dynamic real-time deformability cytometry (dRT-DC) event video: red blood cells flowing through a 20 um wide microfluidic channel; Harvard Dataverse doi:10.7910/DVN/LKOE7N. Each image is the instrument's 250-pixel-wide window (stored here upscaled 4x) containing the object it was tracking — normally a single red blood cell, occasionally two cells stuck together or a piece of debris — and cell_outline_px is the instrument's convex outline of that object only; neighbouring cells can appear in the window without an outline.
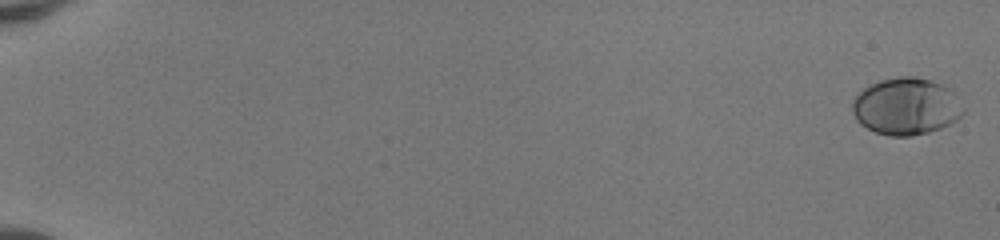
{"species": "human", "species_latin": "Homo sapiens", "temperature_condition": "room temperature", "stored_images_in_passage": 52, "camera_frame_rate_fps": 3000, "um_per_image_px": 0.085, "donor": {"sex": "female"}, "frame": {"image": 1, "passage_image": 1, "time_ms": 0.0, "image_size_px": [1000, 240], "cell_outline_px": [[964, 112], [956, 120], [940, 128], [928, 132], [912, 136], [888, 136], [876, 132], [860, 124], [856, 120], [852, 112], [852, 100], [864, 88], [880, 80], [900, 76], [916, 76], [952, 88], [956, 92], [964, 108]], "centroid_in_image_um": [77.04, 9.04], "position_along_channel_um": 8.0, "area_um2": 37.05}}
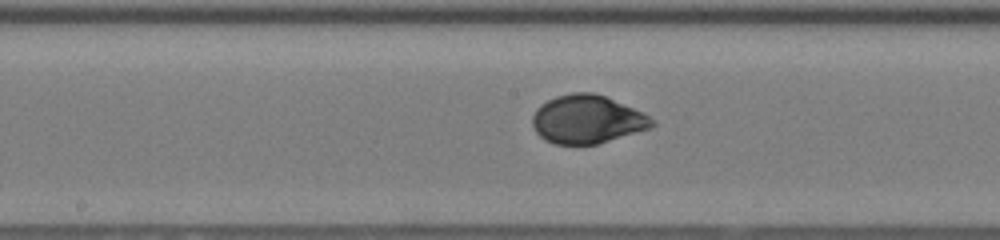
{"frame": {"image": 2, "passage_image": 30, "time_ms": 9.667, "image_size_px": [1000, 240], "cell_outline_px": [[656, 124], [652, 128], [596, 144], [552, 144], [544, 140], [536, 132], [532, 124], [532, 116], [536, 108], [540, 104], [556, 96], [572, 92], [592, 92], [604, 96], [644, 112], [656, 120]], "centroid_in_image_um": [49.92, 10.14], "position_along_channel_um": 198.3, "area_um2": 33.93}}
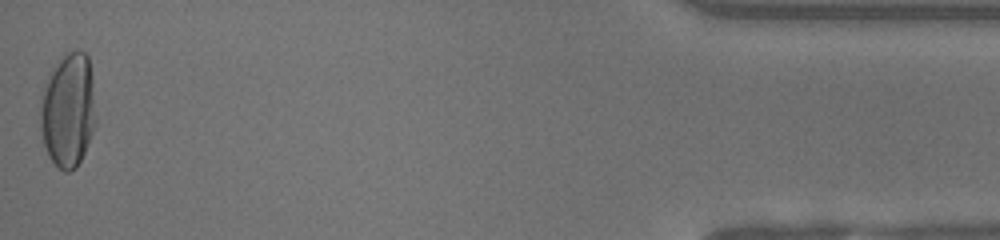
{"frame": {"image": 3, "passage_image": 52, "time_ms": 17.0, "image_size_px": [1000, 240], "cell_outline_px": [[96, 124], [88, 144], [76, 168], [68, 172], [64, 172], [48, 156], [44, 144], [40, 128], [40, 96], [48, 72], [64, 52], [84, 52], [88, 56], [92, 76], [96, 116]], "centroid_in_image_um": [5.78, 9.34], "position_along_channel_um": 429.4, "area_um2": 37.51}, "authors_computed_cell_mechanics": {"area_um2": 34.0731, "velocity_mm_per_s": 4.1495, "shape_relaxation_time_tau1_ms": 3.9047, "shape_relaxation_time_tau2_ms": null, "deformation_change_tau1": 0.2022, "deformation_change_tau2": null}}